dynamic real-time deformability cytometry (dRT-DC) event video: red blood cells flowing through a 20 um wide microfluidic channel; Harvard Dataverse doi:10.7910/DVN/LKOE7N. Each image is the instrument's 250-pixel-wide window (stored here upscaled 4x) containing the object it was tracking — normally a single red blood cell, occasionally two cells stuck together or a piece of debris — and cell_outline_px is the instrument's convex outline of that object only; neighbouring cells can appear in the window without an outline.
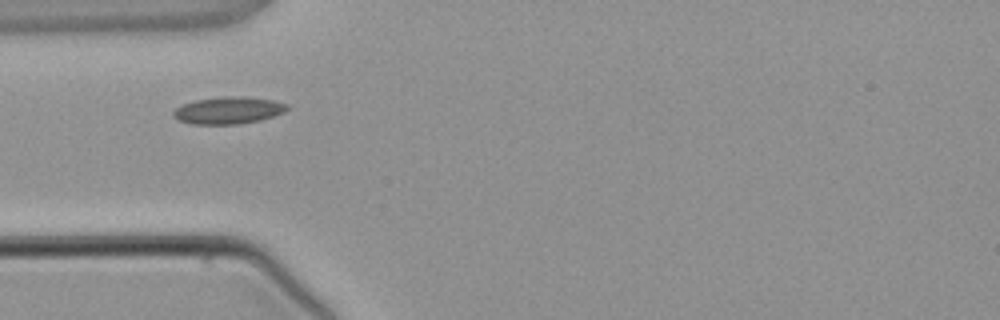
{"species": "common noctule bat (a hibernating species)", "species_latin": "Nyctalus noctula", "temperature_condition": "warm", "stored_images_in_passage": 1, "camera_frame_rate_fps": 3000, "um_per_image_px": 0.085, "animal": {"sex": "male", "body_mass_g": 21.5, "forearm_length_mm": 52.0}, "frame": {"image": 1, "passage_image": 1, "time_ms": 0.0, "image_size_px": [1000, 320], "cell_outline_px": [[288, 108], [284, 112], [260, 120], [240, 124], [192, 124], [180, 120], [172, 116], [172, 112], [176, 108], [184, 104], [196, 100], [224, 96], [244, 96], [276, 100], [288, 104]], "centroid_in_image_um": [19.43, 9.37], "position_along_channel_um": 65.6, "area_um2": 17.98}}